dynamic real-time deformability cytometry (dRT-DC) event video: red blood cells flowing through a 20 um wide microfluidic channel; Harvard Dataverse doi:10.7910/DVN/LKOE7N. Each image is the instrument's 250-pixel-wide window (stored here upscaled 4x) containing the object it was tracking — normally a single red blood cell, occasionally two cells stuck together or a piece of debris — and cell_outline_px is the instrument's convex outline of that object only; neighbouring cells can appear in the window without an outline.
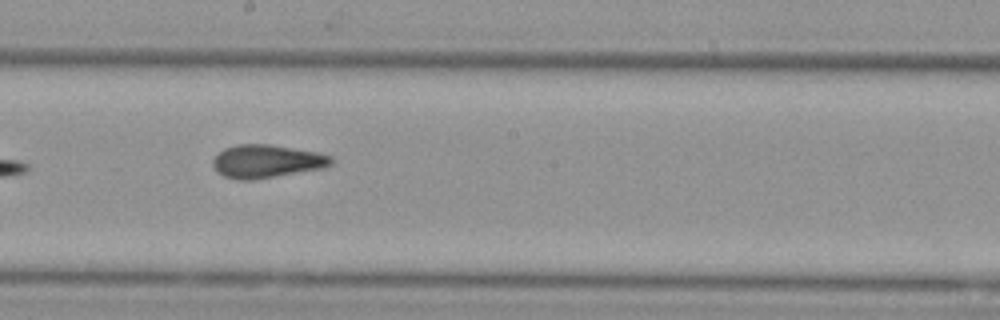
{"species": "Egyptian fruit bat (a non-hibernating species)", "species_latin": "Rousettus aegyptiacus", "temperature_condition": "cold", "stored_images_in_passage": 15, "camera_frame_rate_fps": 3000, "um_per_image_px": 0.085, "animal": {"sex": "female"}, "frame": {"image": 1, "passage_image": 9, "time_ms": 2.667, "image_size_px": [1000, 320], "cell_outline_px": [[332, 164], [324, 168], [252, 180], [240, 180], [224, 176], [216, 172], [212, 164], [212, 160], [224, 148], [236, 144], [268, 144], [320, 152], [332, 156]], "centroid_in_image_um": [22.67, 13.7], "position_along_channel_um": 225.5, "area_um2": 22.95}}
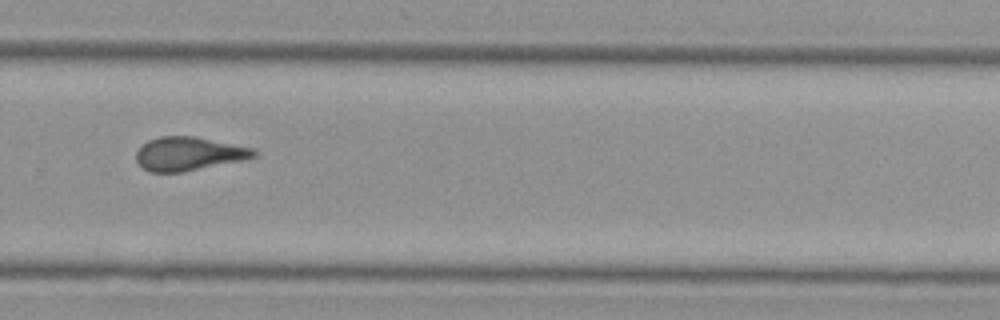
{"frame": {"image": 2, "passage_image": 11, "time_ms": 3.333, "image_size_px": [1000, 320], "cell_outline_px": [[260, 152], [256, 156], [240, 160], [184, 172], [148, 172], [136, 160], [136, 152], [148, 140], [160, 136], [196, 136], [256, 148]], "centroid_in_image_um": [16.08, 13.06], "position_along_channel_um": 313.7, "area_um2": 23.12}}